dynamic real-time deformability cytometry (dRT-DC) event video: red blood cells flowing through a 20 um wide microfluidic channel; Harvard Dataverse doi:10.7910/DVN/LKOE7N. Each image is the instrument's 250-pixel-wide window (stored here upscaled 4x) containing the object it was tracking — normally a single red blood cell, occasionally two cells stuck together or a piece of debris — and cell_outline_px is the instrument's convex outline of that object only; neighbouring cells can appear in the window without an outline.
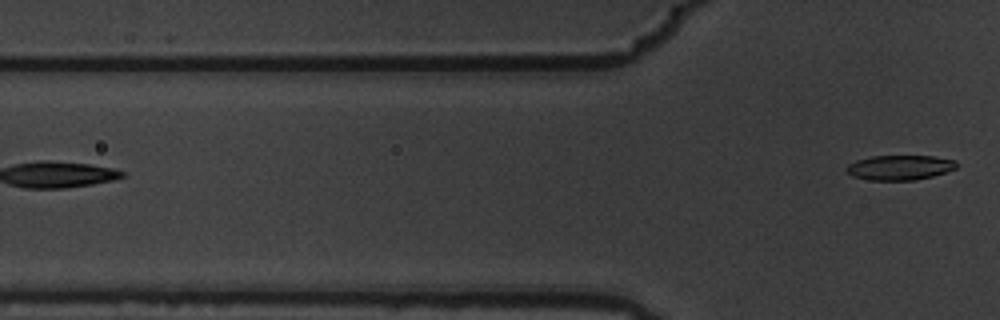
{"species": "common noctule bat (a hibernating species)", "species_latin": "Nyctalus noctula", "temperature_condition": "warm", "stored_images_in_passage": 3, "camera_frame_rate_fps": 3000, "um_per_image_px": 0.085, "animal": {"sex": "male", "body_mass_g": 19.5, "forearm_length_mm": 54.6}, "frame": {"image": 1, "passage_image": 3, "time_ms": 0.667, "image_size_px": [1000, 320], "cell_outline_px": [[956, 168], [932, 176], [912, 180], [868, 180], [852, 176], [844, 172], [844, 168], [848, 164], [856, 160], [872, 156], [932, 156], [956, 160]], "centroid_in_image_um": [76.4, 14.24], "position_along_channel_um": 49.4, "area_um2": 15.95}}